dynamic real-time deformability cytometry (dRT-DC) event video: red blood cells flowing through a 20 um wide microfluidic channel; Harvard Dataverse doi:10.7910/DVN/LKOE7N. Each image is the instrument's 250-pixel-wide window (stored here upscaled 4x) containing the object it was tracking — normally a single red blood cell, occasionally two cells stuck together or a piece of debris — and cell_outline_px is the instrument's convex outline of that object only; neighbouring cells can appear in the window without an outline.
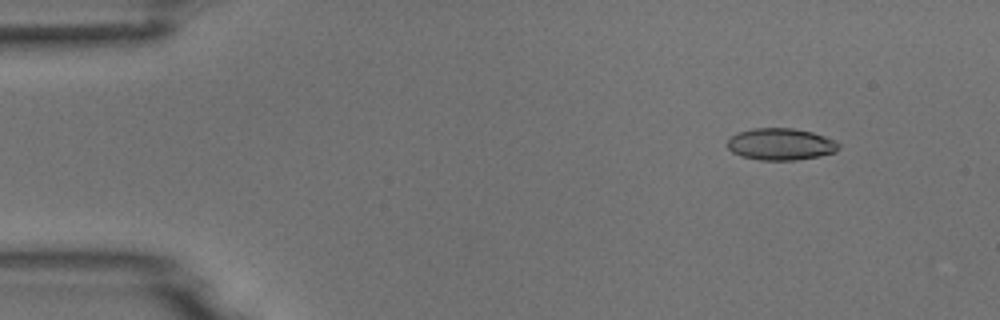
{"species": "common noctule bat (a hibernating species)", "species_latin": "Nyctalus noctula", "temperature_condition": "room temperature", "stored_images_in_passage": 53, "camera_frame_rate_fps": 3000, "um_per_image_px": 0.085, "animal": {"sex": "male", "body_mass_g": 18.8}, "frame": {"image": 1, "passage_image": 6, "time_ms": 1.667, "image_size_px": [1000, 320], "cell_outline_px": [[840, 148], [836, 152], [820, 156], [796, 160], [760, 160], [740, 156], [732, 152], [728, 148], [728, 140], [736, 132], [752, 128], [792, 128], [812, 132], [836, 140], [840, 144]], "centroid_in_image_um": [66.37, 12.26], "position_along_channel_um": 18.6, "area_um2": 20.87}}
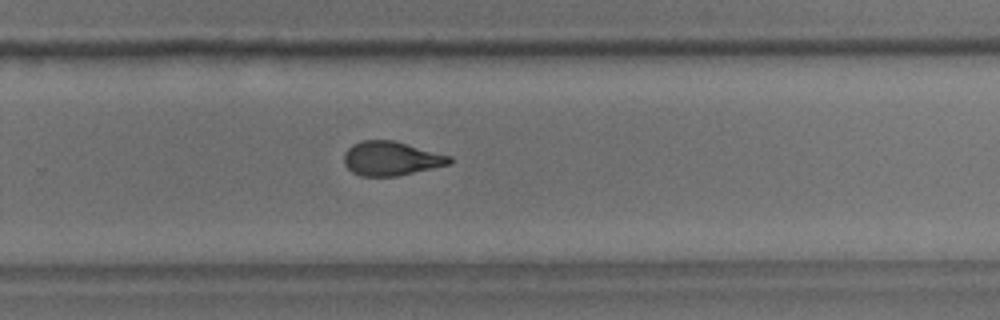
{"frame": {"image": 2, "passage_image": 35, "time_ms": 11.333, "image_size_px": [1000, 320], "cell_outline_px": [[452, 164], [396, 176], [360, 176], [352, 172], [344, 164], [344, 152], [352, 144], [360, 140], [392, 140], [452, 156]], "centroid_in_image_um": [33.24, 13.47], "position_along_channel_um": 296.6, "area_um2": 21.04}}
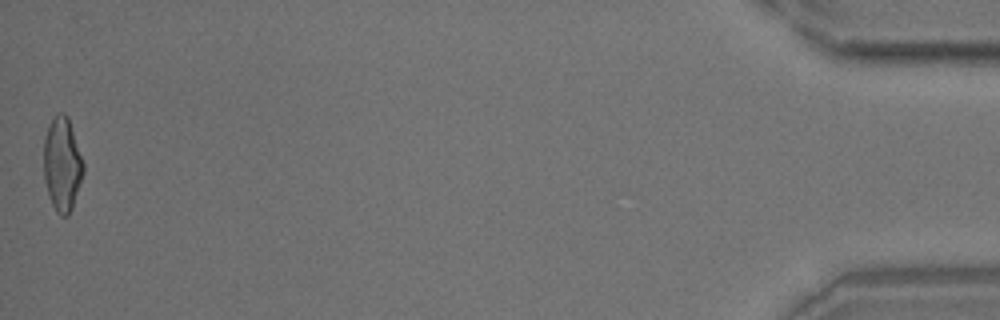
{"frame": {"image": 3, "passage_image": 53, "time_ms": 17.333, "image_size_px": [1000, 320], "cell_outline_px": [[84, 172], [72, 208], [68, 216], [60, 216], [56, 212], [48, 196], [44, 180], [44, 140], [48, 124], [60, 112], [64, 112], [68, 116], [84, 164]], "centroid_in_image_um": [5.28, 13.98], "position_along_channel_um": 429.9, "area_um2": 21.73}}